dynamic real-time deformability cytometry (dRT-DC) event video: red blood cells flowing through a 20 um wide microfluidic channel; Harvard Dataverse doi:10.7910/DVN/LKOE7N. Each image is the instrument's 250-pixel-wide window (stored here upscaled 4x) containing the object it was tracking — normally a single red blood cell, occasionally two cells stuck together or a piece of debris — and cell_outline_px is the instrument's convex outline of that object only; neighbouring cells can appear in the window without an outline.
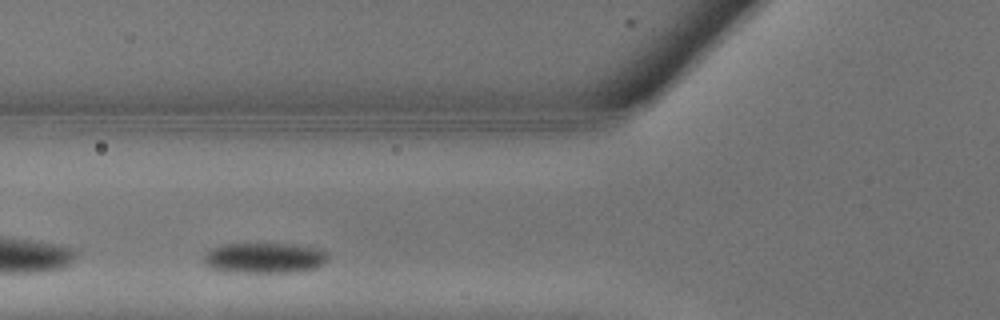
{"species": "common noctule bat (a hibernating species)", "species_latin": "Nyctalus noctula", "temperature_condition": "warm", "stored_images_in_passage": 6, "camera_frame_rate_fps": 3000, "um_per_image_px": 0.085, "animal": {"sex": "male", "body_mass_g": 13.3}, "frame": {"image": 1, "passage_image": 3, "time_ms": 0.667, "image_size_px": [1000, 320], "cell_outline_px": [[328, 256], [324, 264], [316, 268], [296, 272], [236, 272], [212, 268], [204, 264], [204, 256], [212, 248], [220, 244], [300, 244], [320, 248], [328, 252]], "centroid_in_image_um": [22.55, 21.91], "position_along_channel_um": 103.3, "area_um2": 22.2}}
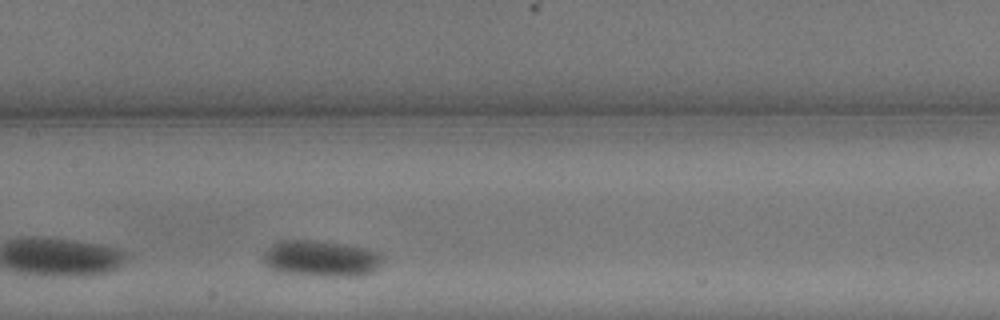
{"frame": {"image": 2, "passage_image": 6, "time_ms": 1.667, "image_size_px": [1000, 320], "cell_outline_px": [[384, 260], [380, 268], [372, 272], [356, 276], [324, 276], [276, 272], [264, 260], [264, 252], [272, 244], [284, 240], [320, 240], [344, 244], [364, 248], [380, 252], [384, 256]], "centroid_in_image_um": [27.36, 21.97], "position_along_channel_um": 180.0, "area_um2": 25.32}}